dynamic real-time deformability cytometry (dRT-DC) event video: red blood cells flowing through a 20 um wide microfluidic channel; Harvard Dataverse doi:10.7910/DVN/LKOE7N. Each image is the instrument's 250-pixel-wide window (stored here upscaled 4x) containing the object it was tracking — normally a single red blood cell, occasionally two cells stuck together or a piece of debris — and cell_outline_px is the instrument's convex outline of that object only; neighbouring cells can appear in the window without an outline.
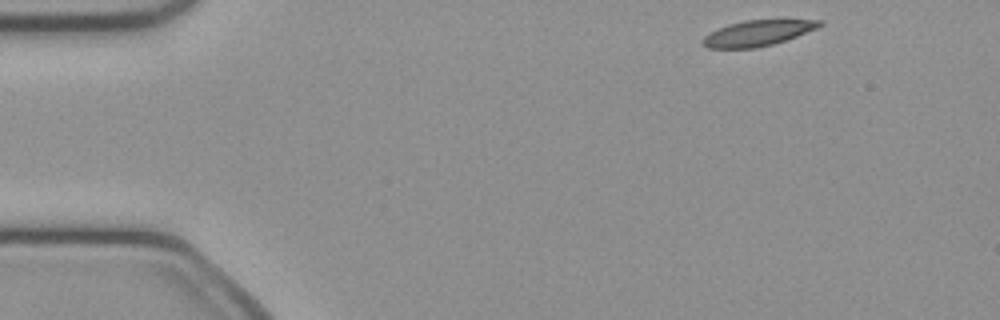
{"species": "common noctule bat (a hibernating species)", "species_latin": "Nyctalus noctula", "temperature_condition": "cold", "stored_images_in_passage": 45, "camera_frame_rate_fps": 3000, "um_per_image_px": 0.085, "animal": {"sex": "female", "body_mass_g": 21.9}, "frame": {"image": 1, "passage_image": 1, "time_ms": 0.0, "image_size_px": [1000, 320], "cell_outline_px": [[824, 24], [816, 28], [796, 36], [772, 44], [756, 48], [708, 48], [700, 40], [704, 36], [728, 24], [744, 20], [824, 20]], "centroid_in_image_um": [64.39, 2.81], "position_along_channel_um": 20.6, "area_um2": 17.17}}
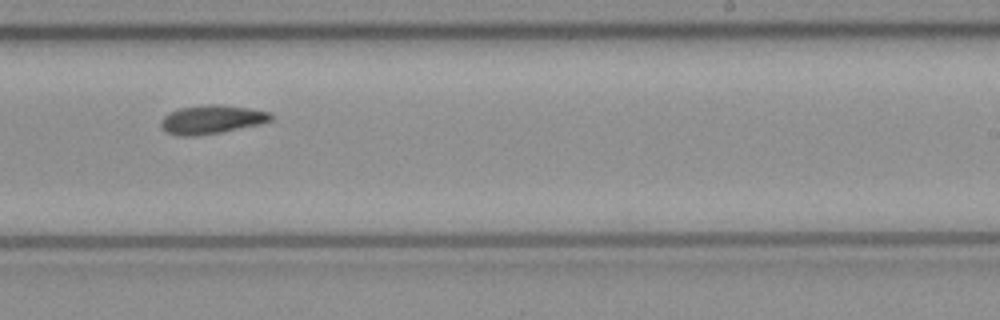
{"frame": {"image": 2, "passage_image": 26, "time_ms": 8.333, "image_size_px": [1000, 320], "cell_outline_px": [[272, 120], [260, 124], [220, 132], [196, 136], [176, 136], [164, 132], [160, 128], [160, 120], [168, 112], [180, 108], [208, 104], [220, 104], [248, 108], [272, 112]], "centroid_in_image_um": [17.94, 10.16], "position_along_channel_um": 271.1, "area_um2": 18.61}}
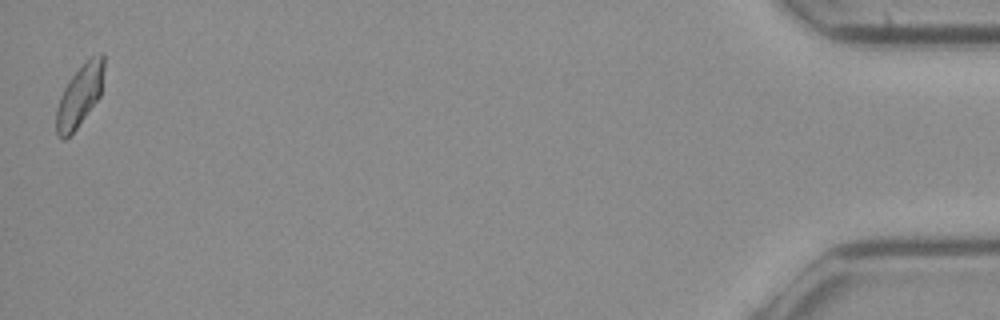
{"frame": {"image": 3, "passage_image": 45, "time_ms": 14.667, "image_size_px": [1000, 320], "cell_outline_px": [[104, 68], [100, 96], [76, 128], [64, 140], [60, 140], [56, 136], [56, 108], [60, 96], [68, 80], [92, 56], [100, 52], [104, 52]], "centroid_in_image_um": [6.75, 8.14], "position_along_channel_um": 428.4, "area_um2": 16.99}, "authors_computed_cell_mechanics": {"area_um2": 18.0336, "velocity_mm_per_s": 4.0442, "shape_relaxation_time_tau1_ms": 7.652, "shape_relaxation_time_tau2_ms": 4.3982, "deformation_change_tau1": 0.1484, "deformation_change_tau2": 0.0919}}